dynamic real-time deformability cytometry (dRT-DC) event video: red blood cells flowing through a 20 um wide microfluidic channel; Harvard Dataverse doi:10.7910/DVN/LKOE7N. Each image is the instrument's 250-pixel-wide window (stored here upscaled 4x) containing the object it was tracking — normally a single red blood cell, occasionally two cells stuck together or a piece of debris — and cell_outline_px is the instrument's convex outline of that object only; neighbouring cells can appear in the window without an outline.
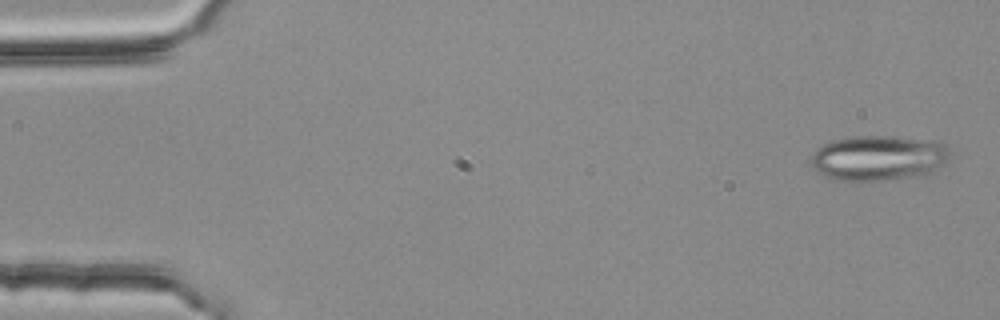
{"species": "common noctule bat (a hibernating species)", "species_latin": "Nyctalus noctula", "temperature_condition": "room temperature", "stored_images_in_passage": 4, "camera_frame_rate_fps": 3000, "um_per_image_px": 0.085, "animal": {"sex": "female", "body_mass_g": 25.1}, "frame": {"image": 1, "passage_image": 1, "time_ms": 0.0, "image_size_px": [1000, 320], "cell_outline_px": [[948, 160], [936, 172], [928, 176], [896, 180], [836, 180], [824, 176], [812, 164], [812, 152], [816, 148], [824, 144], [848, 136], [892, 136], [924, 140], [944, 144], [948, 148]], "centroid_in_image_um": [74.72, 13.45], "position_along_channel_um": 10.3, "area_um2": 36.88}}